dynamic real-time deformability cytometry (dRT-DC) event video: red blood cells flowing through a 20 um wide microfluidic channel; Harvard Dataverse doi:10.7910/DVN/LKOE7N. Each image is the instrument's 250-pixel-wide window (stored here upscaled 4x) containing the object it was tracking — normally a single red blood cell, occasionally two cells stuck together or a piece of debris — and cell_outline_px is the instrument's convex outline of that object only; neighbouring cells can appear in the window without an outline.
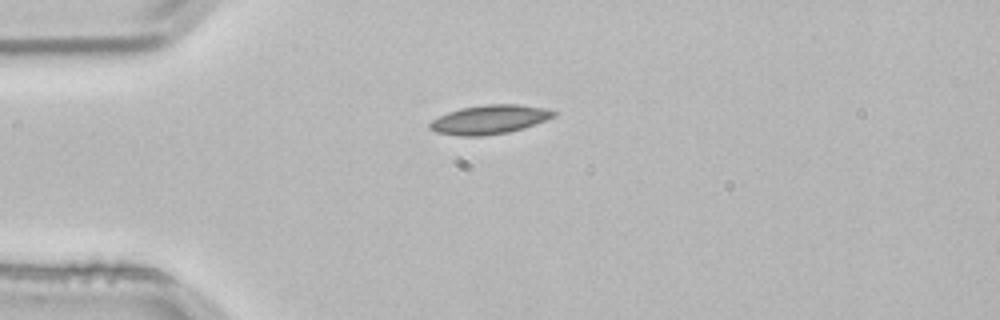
{"species": "common noctule bat (a hibernating species)", "species_latin": "Nyctalus noctula", "temperature_condition": "room temperature", "stored_images_in_passage": 1, "camera_frame_rate_fps": 3000, "um_per_image_px": 0.085, "animal": {"sex": "male", "body_mass_g": 21.5, "forearm_length_mm": 52.0}, "frame": {"image": 1, "passage_image": 1, "time_ms": 0.0, "image_size_px": [1000, 320], "cell_outline_px": [[560, 112], [556, 116], [524, 128], [508, 132], [484, 136], [460, 136], [436, 132], [428, 128], [428, 124], [432, 120], [448, 112], [460, 108], [484, 104], [520, 104], [548, 108]], "centroid_in_image_um": [41.65, 10.15], "position_along_channel_um": 43.4, "area_um2": 21.21}}